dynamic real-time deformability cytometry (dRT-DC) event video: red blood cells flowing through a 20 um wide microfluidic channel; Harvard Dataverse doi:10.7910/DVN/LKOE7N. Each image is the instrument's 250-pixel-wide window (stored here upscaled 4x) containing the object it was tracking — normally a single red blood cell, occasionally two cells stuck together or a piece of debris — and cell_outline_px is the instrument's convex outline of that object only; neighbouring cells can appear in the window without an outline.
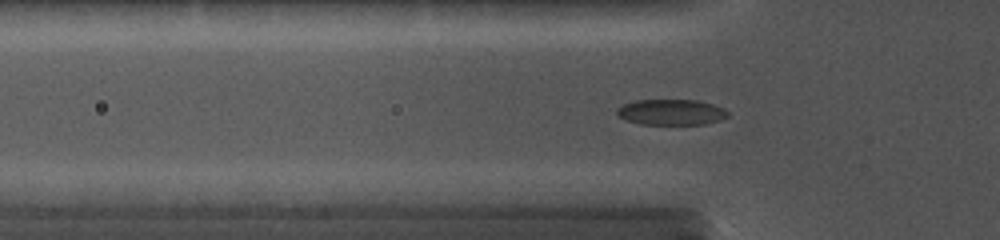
{"species": "common noctule bat (a hibernating species)", "species_latin": "Nyctalus noctula", "temperature_condition": "cold", "stored_images_in_passage": 48, "camera_frame_rate_fps": 5000, "um_per_image_px": 0.085, "animal": {"sex": "female", "body_mass_g": 19.0, "forearm_length_mm": 56.7}, "frame": {"image": 1, "passage_image": 29, "time_ms": 4.4, "image_size_px": [1000, 240], "cell_outline_px": [[728, 116], [720, 120], [704, 124], [640, 124], [628, 120], [620, 116], [616, 112], [616, 108], [624, 104], [636, 100], [700, 100], [724, 108], [728, 112]], "centroid_in_image_um": [57.07, 9.52], "position_along_channel_um": 68.7, "area_um2": 16.53}}
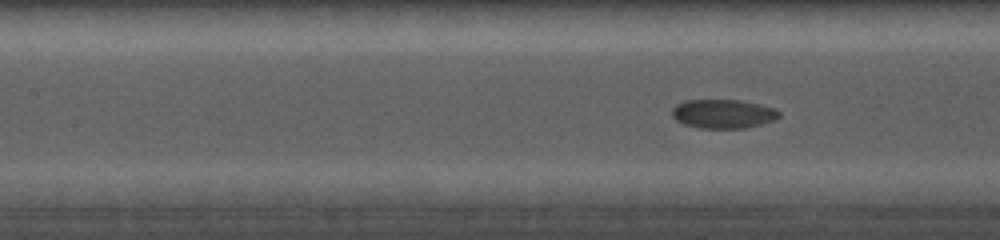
{"frame": {"image": 2, "passage_image": 41, "time_ms": 6.4, "image_size_px": [1000, 240], "cell_outline_px": [[780, 116], [772, 120], [760, 124], [744, 128], [700, 128], [684, 124], [676, 120], [672, 116], [672, 108], [676, 104], [684, 100], [740, 100], [776, 108], [780, 112]], "centroid_in_image_um": [61.44, 9.66], "position_along_channel_um": 146.0, "area_um2": 18.03}}